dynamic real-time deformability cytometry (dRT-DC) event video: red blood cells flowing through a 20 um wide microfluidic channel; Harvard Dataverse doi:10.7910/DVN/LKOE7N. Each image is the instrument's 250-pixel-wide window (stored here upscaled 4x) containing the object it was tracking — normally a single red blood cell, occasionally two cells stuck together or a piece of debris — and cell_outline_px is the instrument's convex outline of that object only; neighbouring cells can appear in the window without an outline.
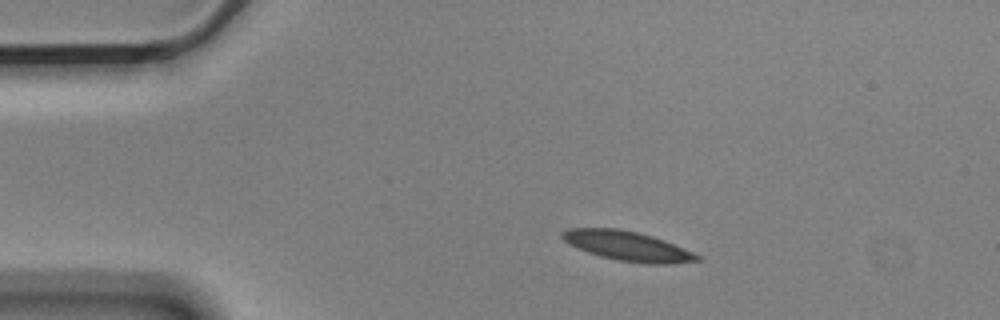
{"species": "Egyptian fruit bat (a non-hibernating species)", "species_latin": "Rousettus aegyptiacus", "temperature_condition": "cold", "stored_images_in_passage": 9, "camera_frame_rate_fps": 3000, "um_per_image_px": 0.085, "animal": {"sex": "male"}, "frame": {"image": 1, "passage_image": 1, "time_ms": 0.0, "image_size_px": [1000, 320], "cell_outline_px": [[704, 260], [672, 264], [644, 264], [616, 260], [600, 256], [588, 252], [568, 244], [560, 236], [560, 232], [568, 228], [620, 228], [652, 236], [664, 240], [704, 256]], "centroid_in_image_um": [53.38, 20.92], "position_along_channel_um": 31.6, "area_um2": 23.64}}
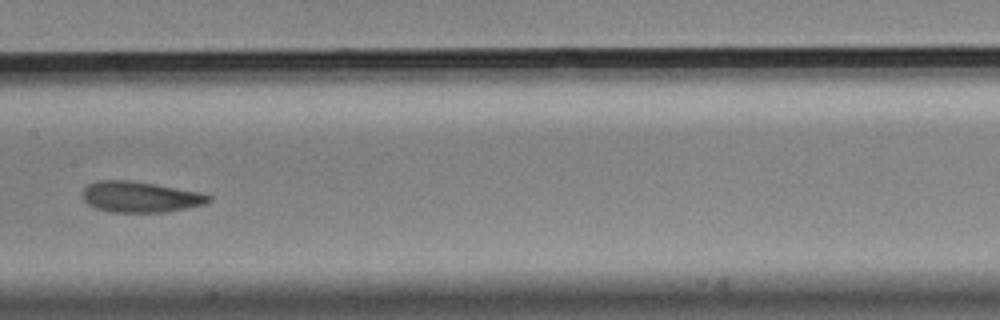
{"frame": {"image": 2, "passage_image": 6, "time_ms": 1.667, "image_size_px": [1000, 320], "cell_outline_px": [[212, 200], [204, 204], [164, 212], [108, 212], [96, 208], [88, 204], [80, 196], [84, 188], [88, 184], [96, 180], [128, 180], [156, 184], [200, 192], [212, 196]], "centroid_in_image_um": [11.88, 16.73], "position_along_channel_um": 195.5, "area_um2": 22.77}}
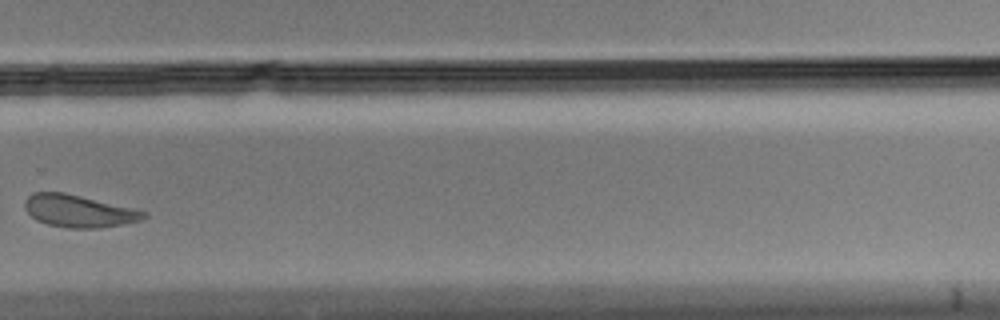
{"frame": {"image": 3, "passage_image": 9, "time_ms": 2.667, "image_size_px": [1000, 320], "cell_outline_px": [[148, 216], [140, 220], [124, 224], [100, 228], [68, 228], [48, 224], [36, 220], [24, 208], [24, 200], [32, 192], [64, 192], [148, 212]], "centroid_in_image_um": [6.67, 17.94], "position_along_channel_um": 323.1, "area_um2": 22.31}}